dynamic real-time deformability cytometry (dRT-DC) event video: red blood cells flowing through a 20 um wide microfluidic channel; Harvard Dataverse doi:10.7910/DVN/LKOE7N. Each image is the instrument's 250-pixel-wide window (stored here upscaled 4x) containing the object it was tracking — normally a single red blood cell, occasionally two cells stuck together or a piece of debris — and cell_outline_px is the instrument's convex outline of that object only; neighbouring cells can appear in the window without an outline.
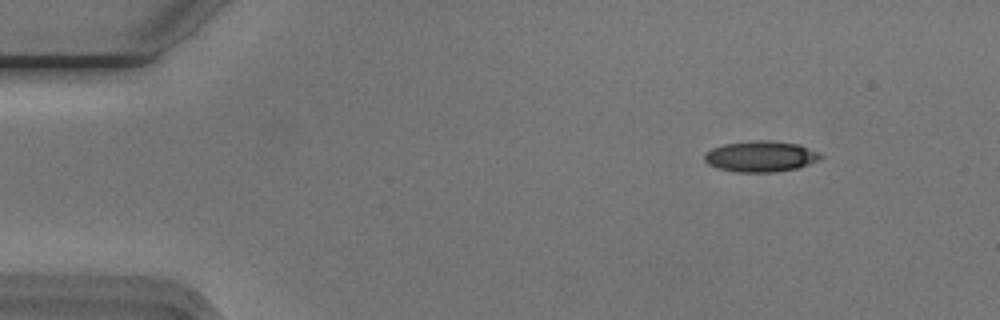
{"species": "Egyptian fruit bat (a non-hibernating species)", "species_latin": "Rousettus aegyptiacus", "temperature_condition": "cold", "stored_images_in_passage": 5, "camera_frame_rate_fps": 3000, "um_per_image_px": 0.085, "animal": {"sex": "male"}, "frame": {"image": 1, "passage_image": 2, "time_ms": 0.333, "image_size_px": [1000, 320], "cell_outline_px": [[824, 156], [820, 160], [800, 168], [776, 172], [736, 172], [716, 168], [708, 164], [704, 160], [704, 152], [712, 148], [724, 144], [752, 140], [768, 140], [800, 144], [820, 152]], "centroid_in_image_um": [64.69, 13.29], "position_along_channel_um": 20.3, "area_um2": 21.39}}
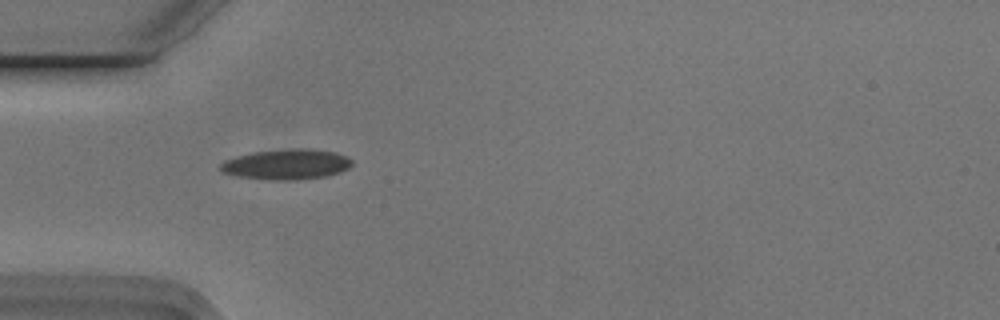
{"frame": {"image": 2, "passage_image": 5, "time_ms": 1.333, "image_size_px": [1000, 320], "cell_outline_px": [[352, 164], [348, 168], [340, 172], [328, 176], [296, 180], [268, 180], [236, 176], [224, 172], [220, 168], [220, 164], [224, 160], [236, 156], [256, 152], [292, 148], [308, 148], [332, 152], [344, 156], [352, 160]], "centroid_in_image_um": [24.35, 13.98], "position_along_channel_um": 60.7, "area_um2": 23.18}}